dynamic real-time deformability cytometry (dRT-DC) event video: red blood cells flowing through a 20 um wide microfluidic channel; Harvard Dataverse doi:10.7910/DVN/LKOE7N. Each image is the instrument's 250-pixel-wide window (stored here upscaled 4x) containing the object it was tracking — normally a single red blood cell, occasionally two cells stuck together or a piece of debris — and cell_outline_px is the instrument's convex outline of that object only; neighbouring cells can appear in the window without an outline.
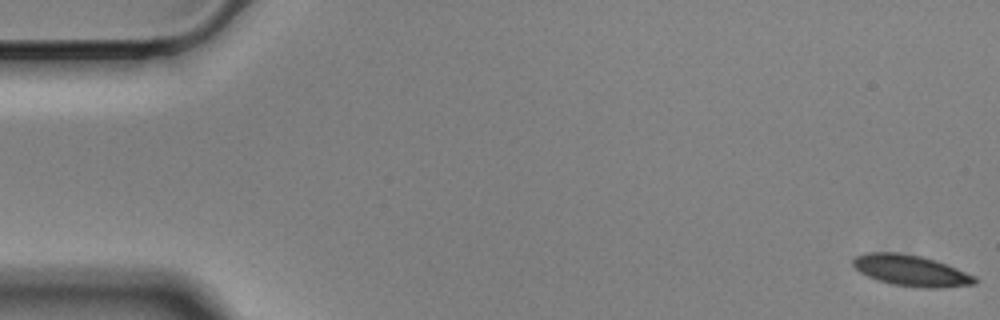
{"species": "Egyptian fruit bat (a non-hibernating species)", "species_latin": "Rousettus aegyptiacus", "temperature_condition": "cold", "stored_images_in_passage": 58, "camera_frame_rate_fps": 3000, "um_per_image_px": 0.085, "animal": {"sex": "male"}, "frame": {"image": 1, "passage_image": 1, "time_ms": 0.0, "image_size_px": [1000, 320], "cell_outline_px": [[976, 284], [936, 288], [928, 288], [892, 284], [876, 280], [860, 272], [852, 264], [852, 260], [856, 256], [868, 252], [900, 252], [920, 256], [956, 268], [976, 276]], "centroid_in_image_um": [77.4, 22.99], "position_along_channel_um": 7.6, "area_um2": 21.79}}
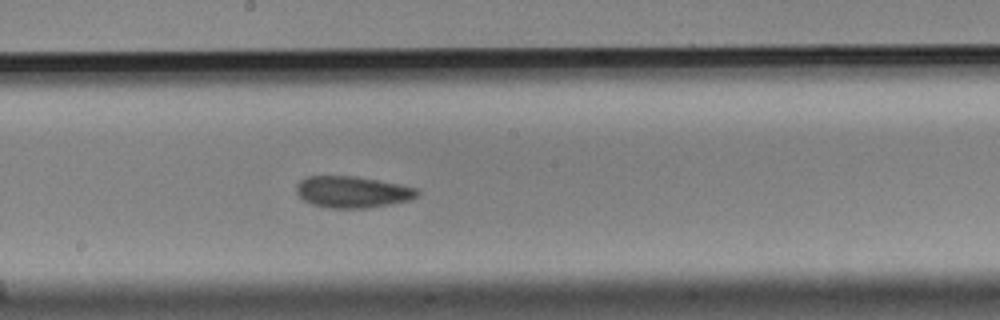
{"frame": {"image": 2, "passage_image": 31, "time_ms": 10.0, "image_size_px": [1000, 320], "cell_outline_px": [[420, 192], [416, 196], [408, 200], [368, 208], [328, 208], [312, 204], [304, 200], [296, 192], [296, 184], [300, 180], [308, 176], [356, 176], [400, 184], [416, 188]], "centroid_in_image_um": [29.93, 16.31], "position_along_channel_um": 218.3, "area_um2": 22.14}}
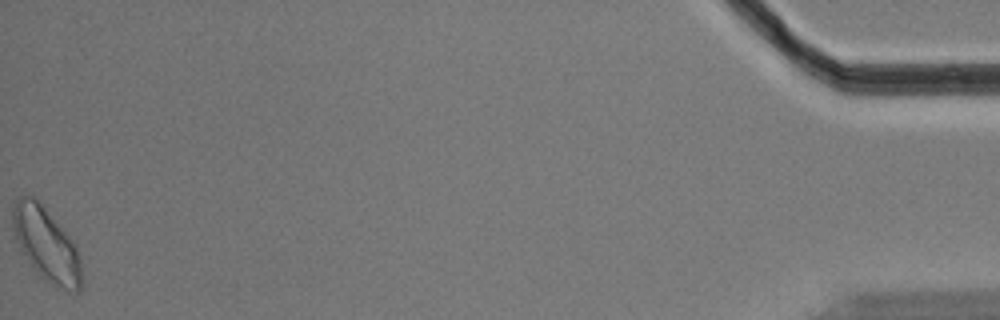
{"frame": {"image": 3, "passage_image": 58, "time_ms": 19.0, "image_size_px": [1000, 320], "cell_outline_px": [[80, 288], [76, 292], [72, 292], [56, 288], [36, 272], [24, 256], [16, 240], [12, 228], [12, 208], [16, 200], [24, 192], [36, 196], [40, 200], [76, 244], [80, 260]], "centroid_in_image_um": [3.9, 20.71], "position_along_channel_um": 431.3, "area_um2": 30.0}, "authors_computed_cell_mechanics": {"area_um2": 22.2241, "velocity_mm_per_s": 3.4686, "shape_relaxation_time_tau1_ms": 4.6256, "shape_relaxation_time_tau2_ms": 2.7229, "deformation_change_tau1": 0.0917, "deformation_change_tau2": 0.0705}}